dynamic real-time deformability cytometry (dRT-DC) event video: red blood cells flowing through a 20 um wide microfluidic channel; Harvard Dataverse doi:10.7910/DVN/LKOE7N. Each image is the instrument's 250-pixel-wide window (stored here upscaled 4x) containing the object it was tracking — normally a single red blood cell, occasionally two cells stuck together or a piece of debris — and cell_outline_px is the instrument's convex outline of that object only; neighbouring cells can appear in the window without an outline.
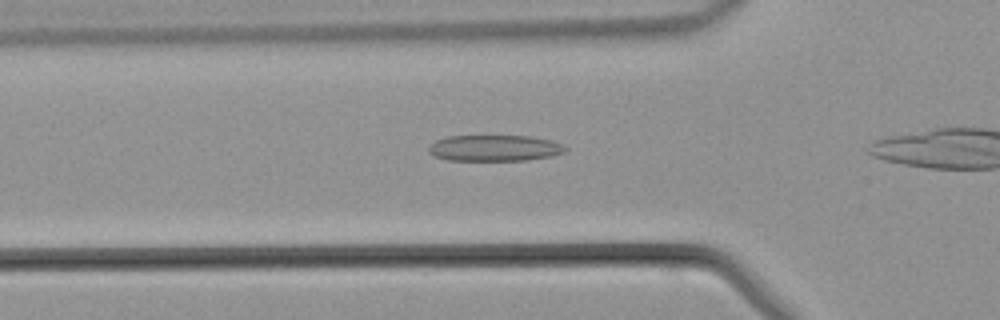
{"species": "common noctule bat (a hibernating species)", "species_latin": "Nyctalus noctula", "temperature_condition": "warm", "stored_images_in_passage": 22, "camera_frame_rate_fps": 3000, "um_per_image_px": 0.085, "animal": {"sex": "male", "body_mass_g": 21.5, "forearm_length_mm": 52.0}, "frame": {"image": 1, "passage_image": 4, "time_ms": 1.0, "image_size_px": [1000, 320], "cell_outline_px": [[568, 148], [564, 152], [552, 156], [524, 160], [448, 160], [432, 156], [428, 152], [428, 148], [436, 140], [448, 136], [532, 136], [552, 140]], "centroid_in_image_um": [42.02, 12.58], "position_along_channel_um": 83.8, "area_um2": 20.81}}
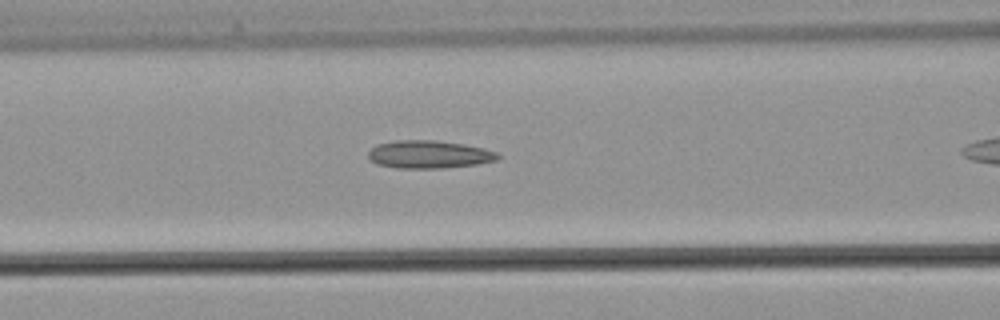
{"frame": {"image": 2, "passage_image": 7, "time_ms": 2.0, "image_size_px": [1000, 320], "cell_outline_px": [[500, 156], [496, 160], [476, 164], [440, 168], [396, 168], [376, 164], [368, 156], [368, 152], [376, 144], [396, 140], [436, 140], [464, 144], [484, 148], [496, 152]], "centroid_in_image_um": [36.44, 13.12], "position_along_channel_um": 130.2, "area_um2": 20.98}}
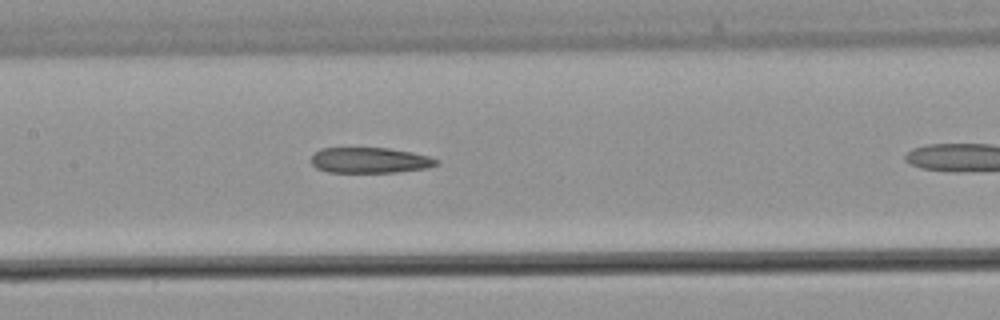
{"frame": {"image": 3, "passage_image": 10, "time_ms": 3.0, "image_size_px": [1000, 320], "cell_outline_px": [[440, 160], [436, 164], [428, 168], [396, 172], [328, 172], [316, 168], [312, 164], [312, 156], [320, 148], [388, 148], [412, 152], [428, 156]], "centroid_in_image_um": [31.44, 13.62], "position_along_channel_um": 176.0, "area_um2": 18.61}}